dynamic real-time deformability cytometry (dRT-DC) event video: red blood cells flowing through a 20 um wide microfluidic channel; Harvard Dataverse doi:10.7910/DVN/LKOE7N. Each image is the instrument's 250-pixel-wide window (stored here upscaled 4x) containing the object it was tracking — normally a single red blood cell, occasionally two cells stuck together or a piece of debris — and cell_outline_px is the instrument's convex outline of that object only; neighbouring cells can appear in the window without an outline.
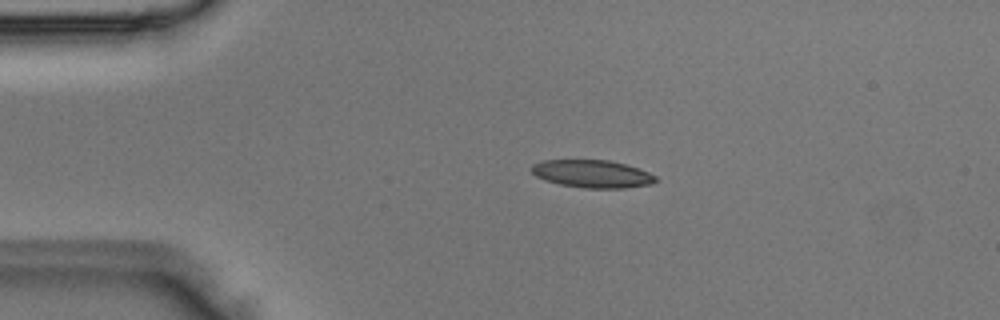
{"species": "Egyptian fruit bat (a non-hibernating species)", "species_latin": "Rousettus aegyptiacus", "temperature_condition": "room temperature", "stored_images_in_passage": 2, "camera_frame_rate_fps": 3000, "um_per_image_px": 0.085, "animal": {"sex": "male"}, "frame": {"image": 1, "passage_image": 1, "time_ms": 0.0, "image_size_px": [1000, 320], "cell_outline_px": [[656, 180], [652, 184], [624, 188], [584, 188], [560, 184], [544, 180], [536, 176], [528, 168], [532, 164], [544, 160], [608, 160], [624, 164], [648, 172], [656, 176]], "centroid_in_image_um": [50.29, 14.78], "position_along_channel_um": 34.7, "area_um2": 20.0}}